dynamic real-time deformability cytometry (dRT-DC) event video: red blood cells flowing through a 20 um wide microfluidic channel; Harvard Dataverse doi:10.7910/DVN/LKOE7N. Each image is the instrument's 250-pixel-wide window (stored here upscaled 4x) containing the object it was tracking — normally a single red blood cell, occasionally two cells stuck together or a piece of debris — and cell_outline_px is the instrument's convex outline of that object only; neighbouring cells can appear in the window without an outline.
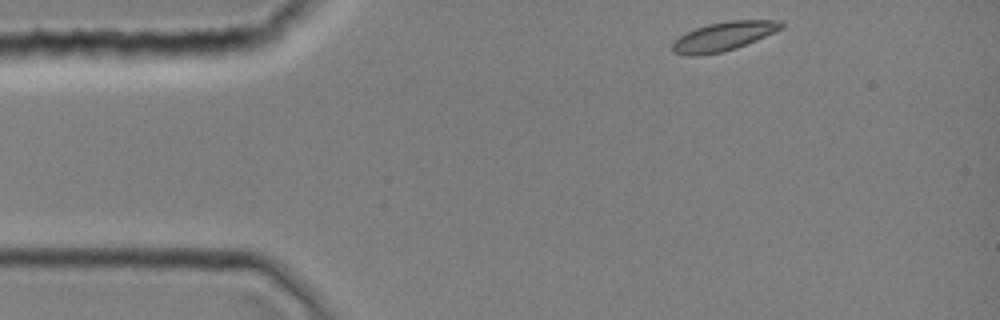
{"species": "common noctule bat (a hibernating species)", "species_latin": "Nyctalus noctula", "temperature_condition": "room temperature", "stored_images_in_passage": 6, "camera_frame_rate_fps": 3000, "um_per_image_px": 0.085, "animal": {"sex": "female", "body_mass_g": 19.0, "forearm_length_mm": 51.5}, "frame": {"image": 1, "passage_image": 1, "time_ms": 0.0, "image_size_px": [1000, 320], "cell_outline_px": [[784, 24], [780, 28], [756, 40], [736, 48], [720, 52], [700, 56], [692, 56], [672, 52], [672, 44], [680, 36], [696, 28], [708, 24], [732, 20], [780, 20]], "centroid_in_image_um": [61.47, 3.09], "position_along_channel_um": 23.5, "area_um2": 17.98}}